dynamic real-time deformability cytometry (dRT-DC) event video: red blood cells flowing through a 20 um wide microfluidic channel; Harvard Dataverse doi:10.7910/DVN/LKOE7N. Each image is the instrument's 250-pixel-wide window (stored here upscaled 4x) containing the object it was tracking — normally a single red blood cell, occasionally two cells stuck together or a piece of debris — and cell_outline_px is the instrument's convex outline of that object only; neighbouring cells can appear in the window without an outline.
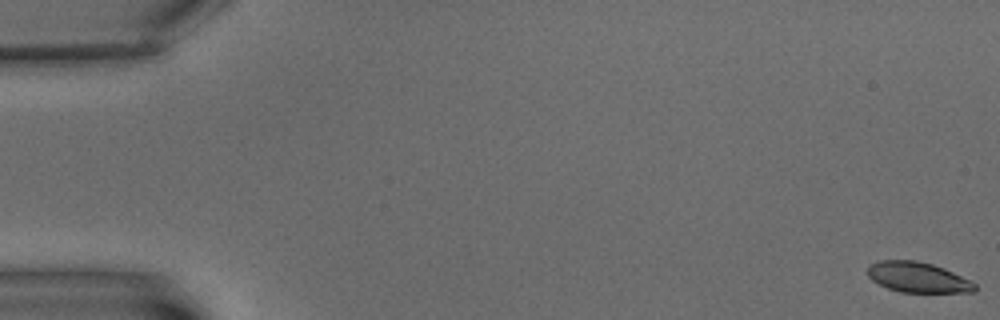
{"species": "common noctule bat (a hibernating species)", "species_latin": "Nyctalus noctula", "temperature_condition": "warm", "stored_images_in_passage": 6, "segment_of_instrument_passage": [1, 2], "camera_frame_rate_fps": 3000, "um_per_image_px": 0.085, "animal": {"sex": "male", "body_mass_g": 15.6}, "frame": {"image": 1, "passage_image": 1, "time_ms": 0.0, "image_size_px": [1000, 320], "cell_outline_px": [[976, 288], [972, 292], [900, 292], [888, 288], [872, 280], [868, 276], [868, 264], [880, 260], [916, 260], [932, 264], [944, 268], [972, 280], [976, 284]], "centroid_in_image_um": [78.02, 23.56], "position_along_channel_um": 7.0, "area_um2": 19.02}}